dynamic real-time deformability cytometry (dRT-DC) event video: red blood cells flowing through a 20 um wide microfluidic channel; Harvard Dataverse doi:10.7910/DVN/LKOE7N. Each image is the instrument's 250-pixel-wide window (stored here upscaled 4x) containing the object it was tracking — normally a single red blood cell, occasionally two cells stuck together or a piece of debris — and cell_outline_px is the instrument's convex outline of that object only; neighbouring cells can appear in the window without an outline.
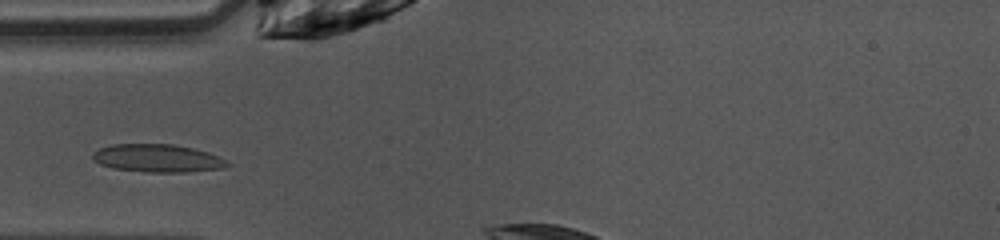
{"species": "common noctule bat (a hibernating species)", "species_latin": "Nyctalus noctula", "temperature_condition": "warm", "stored_images_in_passage": 4, "camera_frame_rate_fps": 3000, "um_per_image_px": 0.085, "animal": {"sex": "female", "body_mass_g": 10.0, "forearm_length_mm": 53.1}, "frame": {"image": 1, "passage_image": 1, "time_ms": 0.0, "image_size_px": [1000, 240], "cell_outline_px": [[232, 164], [224, 168], [184, 172], [148, 172], [112, 168], [100, 164], [92, 160], [92, 152], [100, 148], [112, 144], [172, 144], [192, 148], [208, 152], [228, 160]], "centroid_in_image_um": [13.39, 13.45], "position_along_channel_um": 71.6, "area_um2": 22.02}}